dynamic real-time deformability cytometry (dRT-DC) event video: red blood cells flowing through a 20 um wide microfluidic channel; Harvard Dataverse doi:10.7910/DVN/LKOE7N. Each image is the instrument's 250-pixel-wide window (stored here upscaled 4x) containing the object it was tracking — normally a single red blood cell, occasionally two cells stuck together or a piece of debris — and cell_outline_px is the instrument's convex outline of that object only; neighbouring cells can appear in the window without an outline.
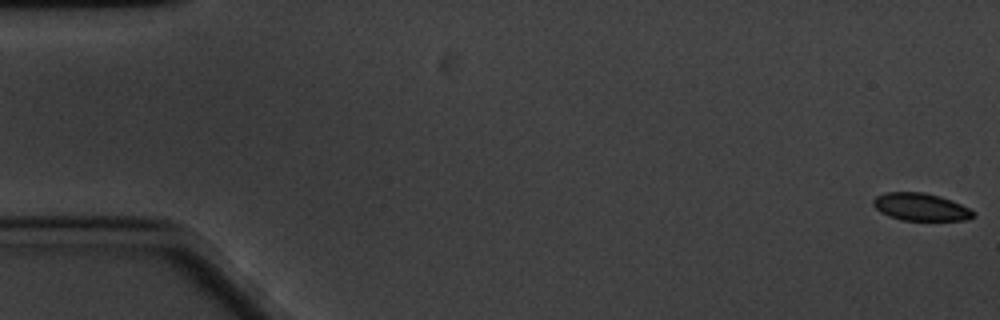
{"species": "common noctule bat (a hibernating species)", "species_latin": "Nyctalus noctula", "temperature_condition": "cold", "stored_images_in_passage": 62, "camera_frame_rate_fps": 3000, "um_per_image_px": 0.085, "animal": {"sex": "male", "body_mass_g": 20.1, "forearm_length_mm": 53.5}, "frame": {"image": 1, "passage_image": 1, "time_ms": 0.0, "image_size_px": [1000, 320], "cell_outline_px": [[976, 216], [968, 220], [900, 220], [888, 216], [880, 212], [872, 204], [872, 200], [876, 196], [888, 192], [924, 192], [940, 196], [952, 200], [976, 212]], "centroid_in_image_um": [78.27, 17.59], "position_along_channel_um": 6.7, "area_um2": 16.18}}
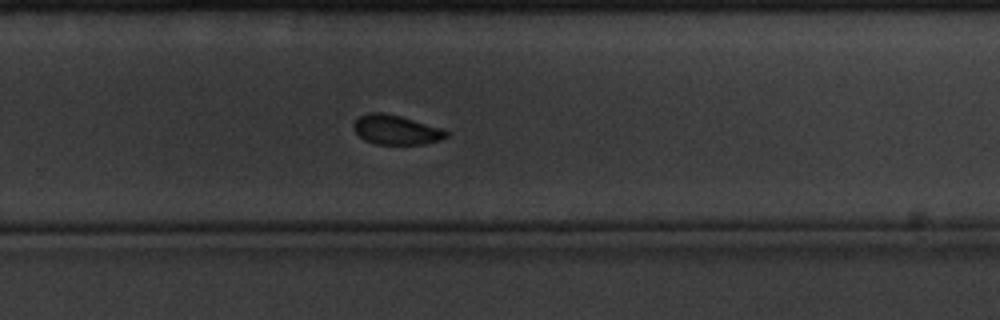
{"frame": {"image": 2, "passage_image": 40, "time_ms": 13.0, "image_size_px": [1000, 320], "cell_outline_px": [[448, 136], [440, 140], [424, 144], [376, 144], [364, 140], [356, 132], [352, 124], [360, 116], [368, 112], [384, 112], [400, 116], [444, 128], [448, 132]], "centroid_in_image_um": [33.68, 11.03], "position_along_channel_um": 296.1, "area_um2": 16.01}}
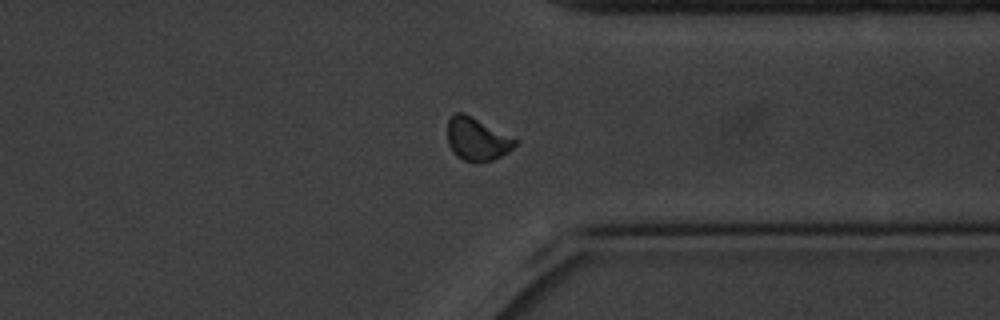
{"frame": {"image": 3, "passage_image": 47, "time_ms": 15.333, "image_size_px": [1000, 320], "cell_outline_px": [[520, 140], [508, 152], [492, 160], [480, 164], [464, 160], [456, 156], [452, 152], [448, 144], [448, 120], [456, 112], [464, 112]], "centroid_in_image_um": [40.55, 11.84], "position_along_channel_um": 370.8, "area_um2": 17.17}, "authors_computed_cell_mechanics": {"area_um2": 16.9354, "velocity_mm_per_s": 3.2806, "shape_relaxation_time_tau1_ms": 1.8166, "shape_relaxation_time_tau2_ms": null, "deformation_change_tau1": 0.0911, "deformation_change_tau2": null}}